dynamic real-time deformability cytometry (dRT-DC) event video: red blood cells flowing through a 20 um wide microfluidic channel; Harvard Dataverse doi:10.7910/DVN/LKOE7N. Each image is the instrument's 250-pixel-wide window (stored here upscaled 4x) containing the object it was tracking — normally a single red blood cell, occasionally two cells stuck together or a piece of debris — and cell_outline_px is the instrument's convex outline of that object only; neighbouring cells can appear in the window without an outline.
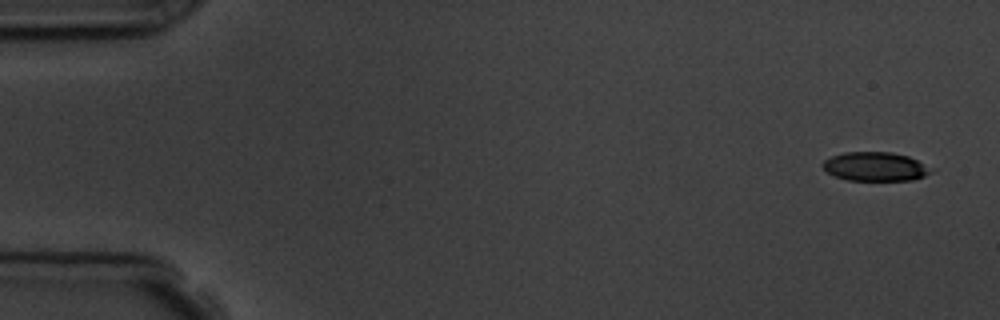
{"species": "common noctule bat (a hibernating species)", "species_latin": "Nyctalus noctula", "temperature_condition": "room temperature", "stored_images_in_passage": 5, "camera_frame_rate_fps": 3000, "um_per_image_px": 0.085, "animal": {"sex": "male", "body_mass_g": 19.5, "forearm_length_mm": 54.6}, "frame": {"image": 1, "passage_image": 1, "time_ms": 0.0, "image_size_px": [1000, 320], "cell_outline_px": [[936, 168], [932, 172], [924, 176], [912, 180], [848, 180], [832, 176], [820, 164], [824, 160], [832, 156], [844, 152], [892, 152], [908, 156]], "centroid_in_image_um": [74.42, 14.15], "position_along_channel_um": 10.6, "area_um2": 18.5}}
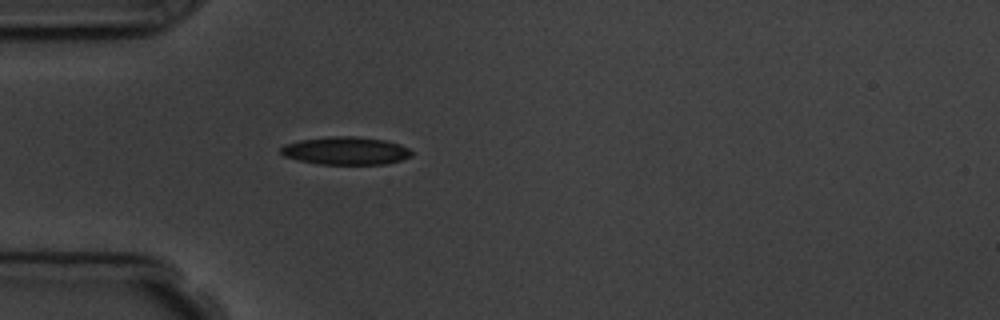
{"frame": {"image": 2, "passage_image": 5, "time_ms": 4.667, "image_size_px": [1000, 320], "cell_outline_px": [[412, 156], [388, 164], [320, 164], [300, 160], [284, 156], [280, 152], [280, 148], [284, 144], [300, 140], [328, 136], [352, 136], [384, 140], [400, 144], [408, 148], [412, 152]], "centroid_in_image_um": [29.39, 12.81], "position_along_channel_um": 55.6, "area_um2": 21.21}}